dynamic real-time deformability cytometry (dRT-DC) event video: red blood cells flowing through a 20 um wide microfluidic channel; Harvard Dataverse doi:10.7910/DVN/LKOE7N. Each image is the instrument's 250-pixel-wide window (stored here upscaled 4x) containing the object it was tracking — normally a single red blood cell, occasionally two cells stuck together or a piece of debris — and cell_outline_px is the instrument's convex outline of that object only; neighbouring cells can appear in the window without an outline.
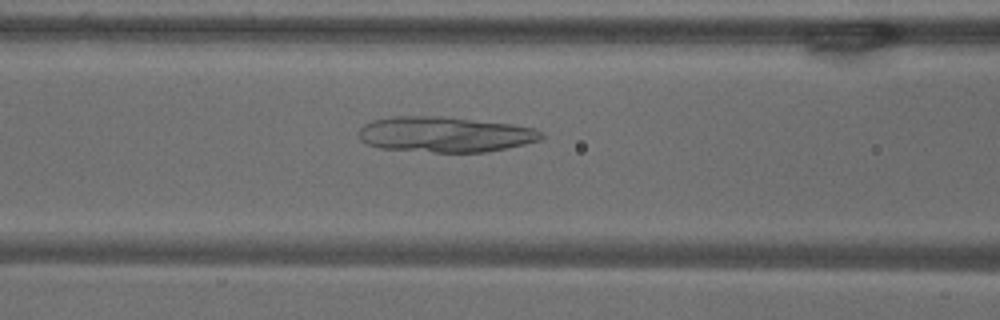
{"species": "common noctule bat (a hibernating species)", "species_latin": "Nyctalus noctula", "temperature_condition": "warm", "stored_images_in_passage": 54, "camera_frame_rate_fps": 3000, "um_per_image_px": 0.085, "animal": {"sex": "male", "body_mass_g": 18.8}, "frame": {"image": 1, "passage_image": 22, "time_ms": 7.0, "image_size_px": [1000, 320], "cell_outline_px": [[544, 136], [540, 140], [508, 148], [484, 152], [432, 152], [380, 148], [368, 144], [360, 140], [356, 132], [364, 124], [372, 120], [392, 116], [444, 116], [508, 124], [536, 128], [544, 132]], "centroid_in_image_um": [37.8, 11.42], "position_along_channel_um": 128.8, "area_um2": 37.97}}
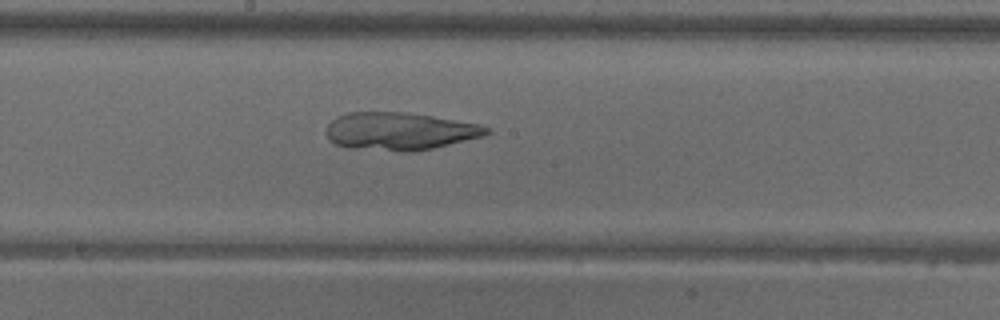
{"frame": {"image": 2, "passage_image": 29, "time_ms": 9.333, "image_size_px": [1000, 320], "cell_outline_px": [[492, 132], [484, 136], [432, 148], [412, 152], [400, 152], [352, 148], [336, 144], [328, 140], [324, 132], [328, 124], [336, 116], [348, 112], [404, 112], [432, 116], [480, 124], [492, 128]], "centroid_in_image_um": [33.96, 11.16], "position_along_channel_um": 214.2, "area_um2": 35.55}}
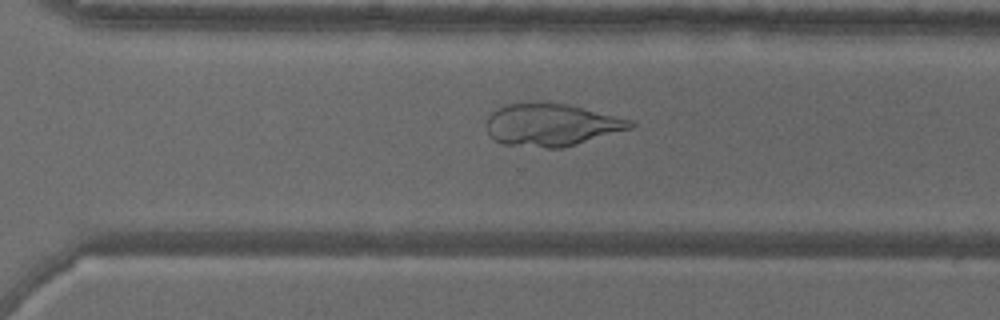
{"frame": {"image": 3, "passage_image": 38, "time_ms": 12.333, "image_size_px": [1000, 320], "cell_outline_px": [[636, 124], [632, 128], [564, 148], [548, 148], [504, 144], [488, 136], [484, 128], [484, 124], [488, 116], [496, 108], [508, 104], [568, 104], [632, 120]], "centroid_in_image_um": [46.84, 10.63], "position_along_channel_um": 323.8, "area_um2": 35.43}}